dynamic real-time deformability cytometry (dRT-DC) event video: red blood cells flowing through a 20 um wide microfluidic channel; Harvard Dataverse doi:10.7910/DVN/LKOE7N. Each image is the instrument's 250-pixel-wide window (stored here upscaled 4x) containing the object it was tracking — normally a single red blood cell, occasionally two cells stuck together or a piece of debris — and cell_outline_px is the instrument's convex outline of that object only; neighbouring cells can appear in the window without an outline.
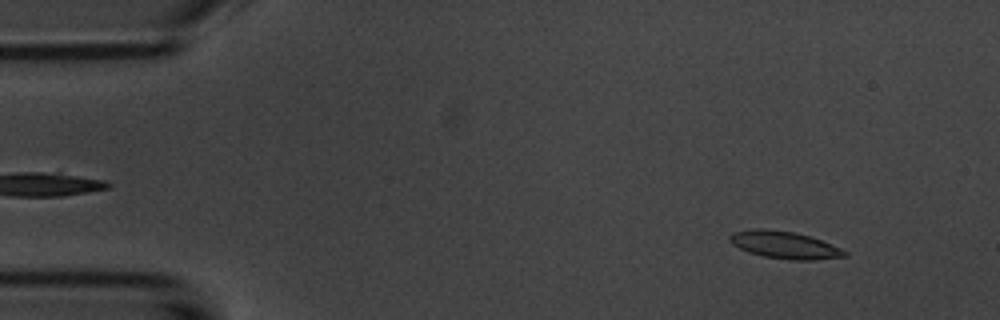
{"species": "common noctule bat (a hibernating species)", "species_latin": "Nyctalus noctula", "temperature_condition": "room temperature", "stored_images_in_passage": 54, "camera_frame_rate_fps": 3000, "um_per_image_px": 0.085, "animal": {"sex": "male", "body_mass_g": 20.1, "forearm_length_mm": 53.5}, "frame": {"image": 1, "passage_image": 5, "time_ms": 1.333, "image_size_px": [1000, 320], "cell_outline_px": [[848, 256], [812, 260], [792, 260], [764, 256], [748, 252], [732, 244], [728, 240], [728, 236], [732, 232], [752, 228], [764, 228], [792, 232], [808, 236], [820, 240], [840, 248], [848, 252]], "centroid_in_image_um": [66.63, 20.81], "position_along_channel_um": 18.4, "area_um2": 18.21}}
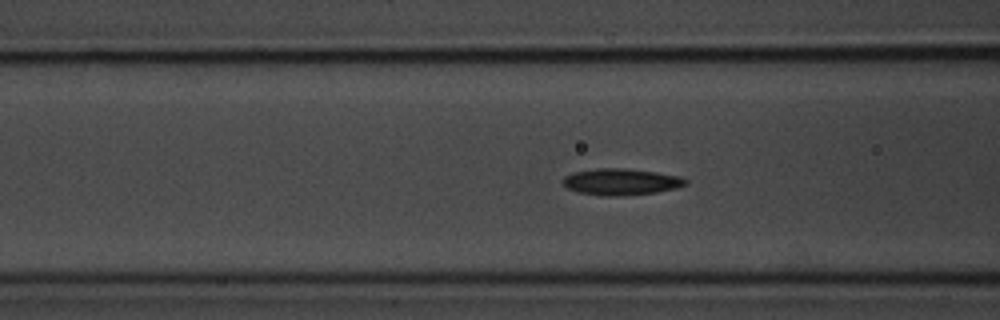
{"frame": {"image": 2, "passage_image": 20, "time_ms": 6.333, "image_size_px": [1000, 320], "cell_outline_px": [[688, 184], [676, 188], [656, 192], [620, 196], [604, 196], [576, 192], [568, 188], [560, 180], [564, 176], [572, 172], [600, 168], [624, 168], [656, 172], [680, 176], [688, 180]], "centroid_in_image_um": [52.77, 15.45], "position_along_channel_um": 113.8, "area_um2": 19.07}}
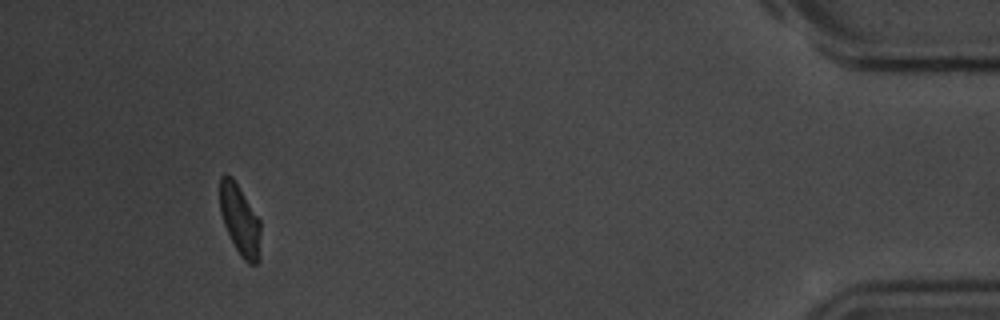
{"frame": {"image": 3, "passage_image": 50, "time_ms": 16.333, "image_size_px": [1000, 320], "cell_outline_px": [[260, 260], [256, 264], [248, 264], [240, 256], [228, 236], [220, 212], [220, 176], [224, 172], [232, 176], [260, 220]], "centroid_in_image_um": [20.39, 18.72], "position_along_channel_um": 414.8, "area_um2": 16.99}, "authors_computed_cell_mechanics": {"area_um2": 18.0047, "velocity_mm_per_s": 3.6777, "shape_relaxation_time_tau1_ms": 2.3022, "shape_relaxation_time_tau2_ms": 5.1344, "deformation_change_tau1": 0.0945, "deformation_change_tau2": 0.1036}}